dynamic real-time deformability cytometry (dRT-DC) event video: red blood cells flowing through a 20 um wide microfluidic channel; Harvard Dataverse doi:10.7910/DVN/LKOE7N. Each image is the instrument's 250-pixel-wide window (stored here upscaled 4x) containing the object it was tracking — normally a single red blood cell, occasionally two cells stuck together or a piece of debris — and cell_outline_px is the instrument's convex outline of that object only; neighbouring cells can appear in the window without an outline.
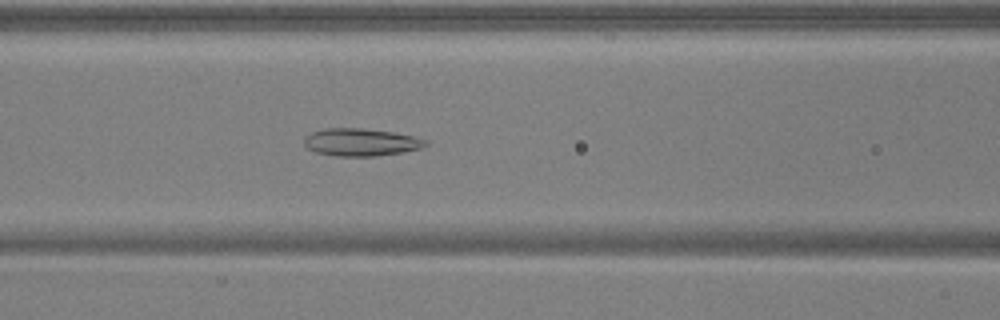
{"species": "common noctule bat (a hibernating species)", "species_latin": "Nyctalus noctula", "temperature_condition": "warm", "stored_images_in_passage": 50, "camera_frame_rate_fps": 3000, "um_per_image_px": 0.085, "animal": {"sex": "male", "body_mass_g": 17.9, "forearm_length_mm": 54.2}, "frame": {"image": 1, "passage_image": 21, "time_ms": 6.667, "image_size_px": [1000, 320], "cell_outline_px": [[428, 144], [420, 148], [404, 152], [376, 156], [332, 156], [316, 152], [308, 148], [304, 144], [304, 136], [312, 132], [324, 128], [360, 128], [392, 132], [412, 136], [428, 140]], "centroid_in_image_um": [30.65, 12.09], "position_along_channel_um": 135.9, "area_um2": 19.54}}
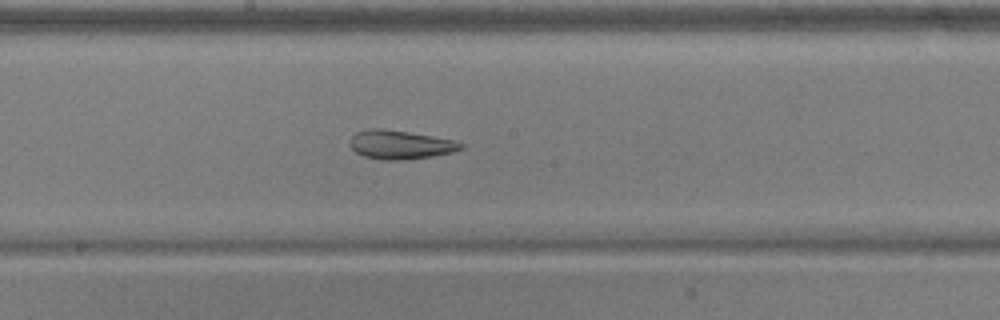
{"frame": {"image": 2, "passage_image": 27, "time_ms": 8.667, "image_size_px": [1000, 320], "cell_outline_px": [[464, 148], [452, 152], [432, 156], [400, 160], [380, 160], [364, 156], [356, 152], [348, 144], [348, 140], [356, 132], [368, 128], [380, 128], [408, 132], [456, 140], [464, 144]], "centroid_in_image_um": [34.0, 12.29], "position_along_channel_um": 214.2, "area_um2": 18.73}}
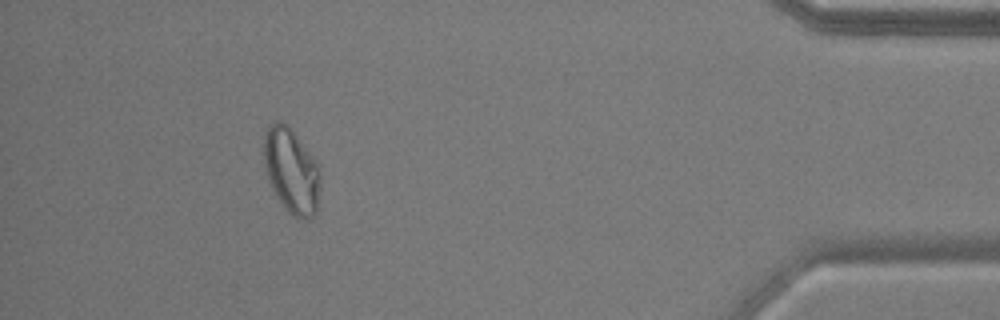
{"frame": {"image": 3, "passage_image": 46, "time_ms": 15.0, "image_size_px": [1000, 320], "cell_outline_px": [[320, 184], [316, 212], [312, 216], [304, 220], [292, 216], [284, 208], [272, 188], [264, 164], [260, 148], [264, 136], [268, 128], [276, 120], [280, 120], [296, 136], [320, 164]], "centroid_in_image_um": [24.76, 14.53], "position_along_channel_um": 410.4, "area_um2": 28.15}, "authors_computed_cell_mechanics": {"area_um2": 23.8136, "velocity_mm_per_s": 3.9163, "shape_relaxation_time_tau1_ms": null, "shape_relaxation_time_tau2_ms": 1.928, "deformation_change_tau1": null, "deformation_change_tau2": 0.0795}}